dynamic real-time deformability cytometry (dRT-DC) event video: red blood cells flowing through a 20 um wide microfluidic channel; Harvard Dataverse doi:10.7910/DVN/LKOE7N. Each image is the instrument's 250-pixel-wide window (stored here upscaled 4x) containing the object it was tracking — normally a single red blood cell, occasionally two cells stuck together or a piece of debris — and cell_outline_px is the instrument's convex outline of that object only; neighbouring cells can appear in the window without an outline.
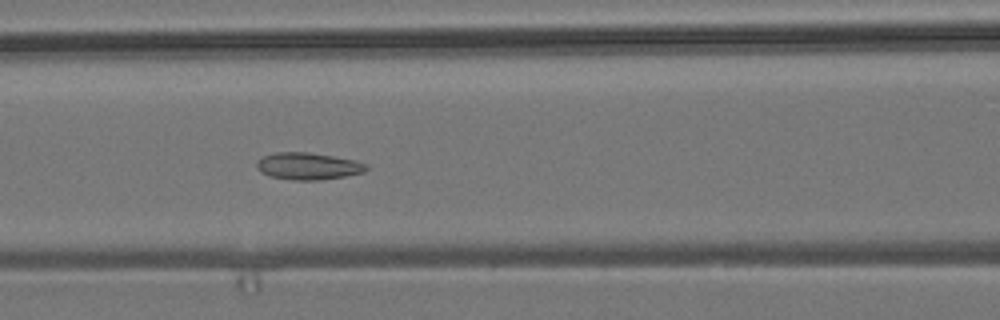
{"species": "common noctule bat (a hibernating species)", "species_latin": "Nyctalus noctula", "temperature_condition": "room temperature", "stored_images_in_passage": 55, "camera_frame_rate_fps": 3000, "um_per_image_px": 0.085, "animal": {"sex": "male", "body_mass_g": 19.2, "forearm_length_mm": 51.8}, "frame": {"image": 1, "passage_image": 23, "time_ms": 7.333, "image_size_px": [1000, 320], "cell_outline_px": [[368, 168], [364, 172], [344, 176], [320, 180], [292, 180], [268, 176], [260, 172], [256, 168], [256, 160], [264, 156], [276, 152], [308, 152], [356, 160], [368, 164]], "centroid_in_image_um": [26.16, 14.12], "position_along_channel_um": 140.4, "area_um2": 17.4}}
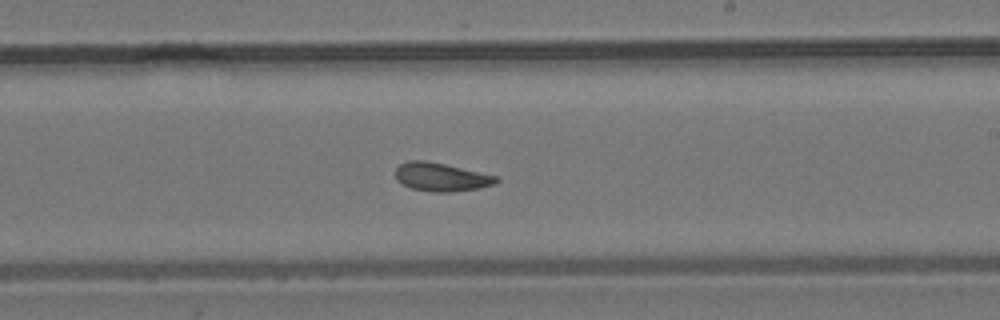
{"frame": {"image": 2, "passage_image": 32, "time_ms": 10.333, "image_size_px": [1000, 320], "cell_outline_px": [[500, 180], [496, 184], [476, 188], [452, 192], [432, 192], [412, 188], [396, 180], [396, 168], [400, 164], [408, 160], [424, 160], [444, 164], [496, 176]], "centroid_in_image_um": [37.48, 15.04], "position_along_channel_um": 251.5, "area_um2": 16.47}}
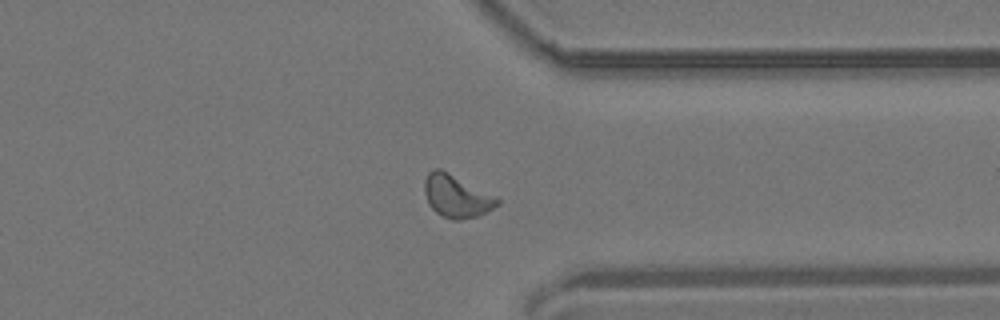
{"frame": {"image": 3, "passage_image": 42, "time_ms": 13.667, "image_size_px": [1000, 320], "cell_outline_px": [[500, 204], [476, 216], [460, 220], [452, 220], [436, 212], [428, 204], [424, 192], [424, 180], [428, 172], [432, 168], [440, 168], [496, 196], [500, 200]], "centroid_in_image_um": [38.77, 16.66], "position_along_channel_um": 372.6, "area_um2": 17.98}, "authors_computed_cell_mechanics": {"area_um2": 17.3978, "velocity_mm_per_s": 3.7141, "shape_relaxation_time_tau1_ms": null, "shape_relaxation_time_tau2_ms": 2.4012, "deformation_change_tau1": null, "deformation_change_tau2": 0.0909}}